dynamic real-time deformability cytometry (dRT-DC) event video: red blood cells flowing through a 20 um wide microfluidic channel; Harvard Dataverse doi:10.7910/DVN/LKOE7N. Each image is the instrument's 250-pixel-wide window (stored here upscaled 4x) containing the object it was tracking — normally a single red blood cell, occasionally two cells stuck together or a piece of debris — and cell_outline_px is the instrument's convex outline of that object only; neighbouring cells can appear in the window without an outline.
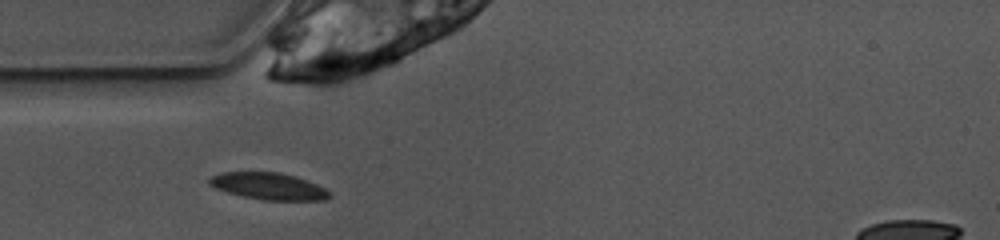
{"species": "common noctule bat (a hibernating species)", "species_latin": "Nyctalus noctula", "temperature_condition": "warm", "stored_images_in_passage": 35, "camera_frame_rate_fps": 3000, "um_per_image_px": 0.085, "animal": {"sex": "female", "body_mass_g": 10.0, "forearm_length_mm": 53.1}, "frame": {"image": 1, "passage_image": 1, "time_ms": 0.0, "image_size_px": [1000, 240], "cell_outline_px": [[332, 196], [324, 200], [264, 200], [244, 196], [228, 192], [216, 188], [208, 184], [208, 180], [212, 176], [220, 172], [280, 172], [296, 176], [308, 180], [332, 192]], "centroid_in_image_um": [22.87, 15.82], "position_along_channel_um": 62.1, "area_um2": 18.84}}
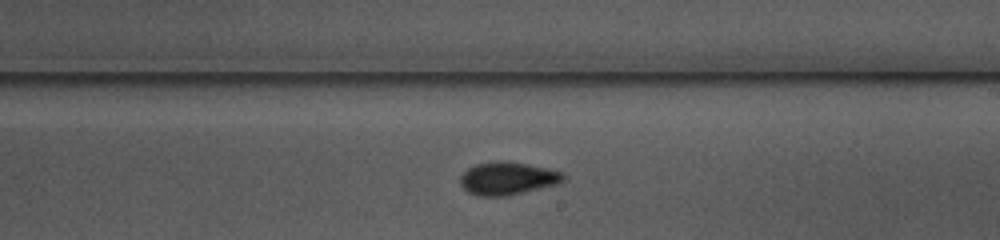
{"frame": {"image": 2, "passage_image": 15, "time_ms": 4.667, "image_size_px": [1000, 240], "cell_outline_px": [[564, 180], [560, 184], [508, 196], [476, 196], [468, 192], [460, 184], [460, 176], [468, 168], [476, 164], [496, 160], [528, 164], [548, 168], [564, 172]], "centroid_in_image_um": [43.17, 15.17], "position_along_channel_um": 245.8, "area_um2": 20.0}}
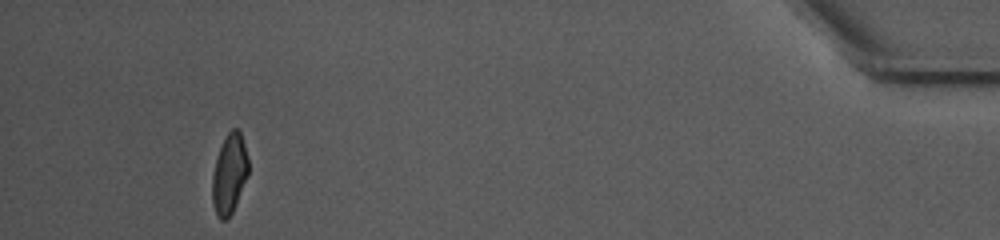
{"frame": {"image": 3, "passage_image": 34, "time_ms": 11.0, "image_size_px": [1000, 240], "cell_outline_px": [[248, 176], [232, 212], [228, 220], [220, 220], [216, 216], [212, 204], [212, 172], [220, 148], [228, 132], [232, 128], [240, 128], [248, 160]], "centroid_in_image_um": [19.49, 14.81], "position_along_channel_um": 415.7, "area_um2": 16.94}}